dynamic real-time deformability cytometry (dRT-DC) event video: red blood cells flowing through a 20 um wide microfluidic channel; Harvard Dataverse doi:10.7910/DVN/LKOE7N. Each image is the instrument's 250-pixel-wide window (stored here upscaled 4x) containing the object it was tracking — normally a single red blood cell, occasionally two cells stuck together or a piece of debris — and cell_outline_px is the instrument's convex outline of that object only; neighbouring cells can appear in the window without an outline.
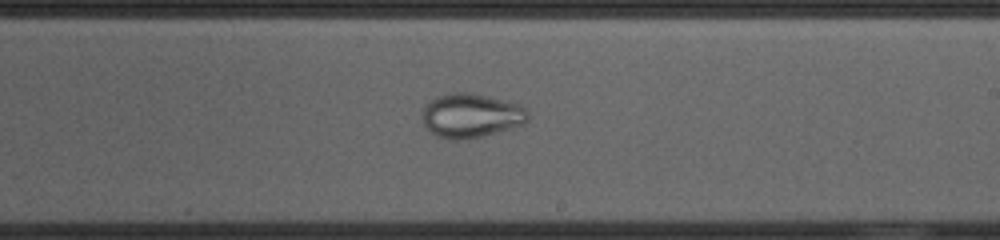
{"species": "common noctule bat (a hibernating species)", "species_latin": "Nyctalus noctula", "temperature_condition": "cold", "stored_images_in_passage": 42, "camera_frame_rate_fps": 3000, "um_per_image_px": 0.085, "animal": {"sex": "female", "body_mass_g": 23.0, "forearm_length_mm": 53.4}, "frame": {"image": 1, "passage_image": 19, "time_ms": 6.0, "image_size_px": [1000, 240], "cell_outline_px": [[528, 120], [524, 124], [480, 136], [460, 140], [448, 140], [436, 136], [424, 124], [424, 108], [432, 100], [440, 96], [452, 92], [468, 92], [488, 96], [520, 104], [528, 112]], "centroid_in_image_um": [40.06, 9.82], "position_along_channel_um": 248.9, "area_um2": 26.76}}
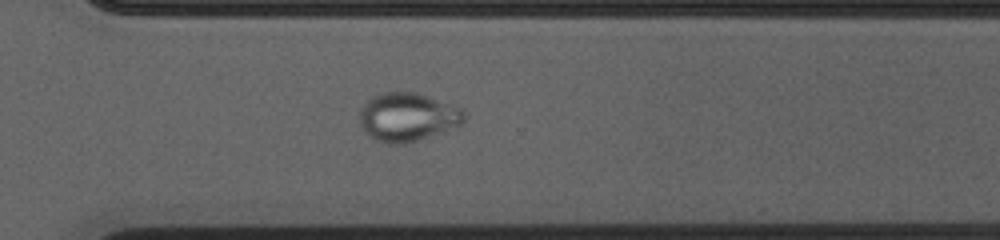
{"frame": {"image": 2, "passage_image": 26, "time_ms": 8.333, "image_size_px": [1000, 240], "cell_outline_px": [[464, 120], [460, 124], [448, 132], [404, 144], [388, 144], [376, 140], [364, 128], [360, 120], [360, 112], [364, 104], [372, 96], [384, 92], [416, 92], [428, 96], [460, 108], [464, 112]], "centroid_in_image_um": [34.68, 9.96], "position_along_channel_um": 335.9, "area_um2": 29.42}}
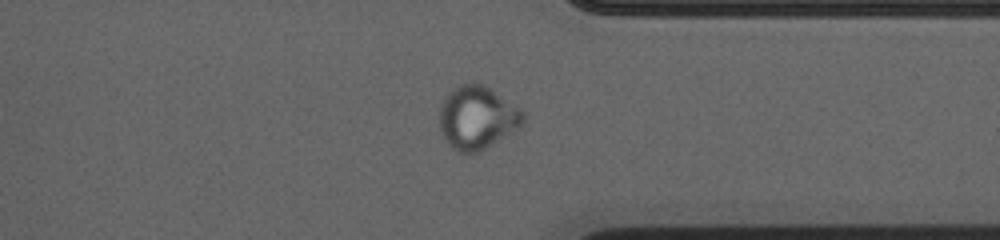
{"frame": {"image": 3, "passage_image": 29, "time_ms": 9.333, "image_size_px": [1000, 240], "cell_outline_px": [[524, 124], [512, 132], [480, 152], [460, 152], [452, 148], [444, 140], [440, 132], [440, 108], [444, 96], [448, 92], [460, 84], [484, 84], [520, 108], [524, 112]], "centroid_in_image_um": [40.55, 10.0], "position_along_channel_um": 370.8, "area_um2": 30.81}}